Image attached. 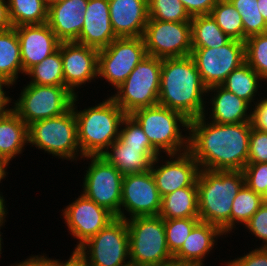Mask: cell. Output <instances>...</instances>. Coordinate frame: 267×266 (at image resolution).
<instances>
[{
  "mask_svg": "<svg viewBox=\"0 0 267 266\" xmlns=\"http://www.w3.org/2000/svg\"><path fill=\"white\" fill-rule=\"evenodd\" d=\"M207 113L189 121L188 152L200 169L242 171L248 163L252 123L219 124Z\"/></svg>",
  "mask_w": 267,
  "mask_h": 266,
  "instance_id": "6da1fadb",
  "label": "cell"
},
{
  "mask_svg": "<svg viewBox=\"0 0 267 266\" xmlns=\"http://www.w3.org/2000/svg\"><path fill=\"white\" fill-rule=\"evenodd\" d=\"M206 94L207 87L191 56L162 59L159 105L177 111L191 121L208 111L204 100Z\"/></svg>",
  "mask_w": 267,
  "mask_h": 266,
  "instance_id": "7a4b0ae2",
  "label": "cell"
},
{
  "mask_svg": "<svg viewBox=\"0 0 267 266\" xmlns=\"http://www.w3.org/2000/svg\"><path fill=\"white\" fill-rule=\"evenodd\" d=\"M244 184L243 171L200 169L197 178L200 221L217 226L225 235L230 234L233 201Z\"/></svg>",
  "mask_w": 267,
  "mask_h": 266,
  "instance_id": "3957f363",
  "label": "cell"
},
{
  "mask_svg": "<svg viewBox=\"0 0 267 266\" xmlns=\"http://www.w3.org/2000/svg\"><path fill=\"white\" fill-rule=\"evenodd\" d=\"M78 95L72 108L77 121L78 143L82 156H101L119 138L122 120L127 115L111 97L95 106L77 110Z\"/></svg>",
  "mask_w": 267,
  "mask_h": 266,
  "instance_id": "277c9868",
  "label": "cell"
},
{
  "mask_svg": "<svg viewBox=\"0 0 267 266\" xmlns=\"http://www.w3.org/2000/svg\"><path fill=\"white\" fill-rule=\"evenodd\" d=\"M130 115L160 154H180L188 151V135H182V130L185 129L188 133L189 120L181 113L157 104L137 109Z\"/></svg>",
  "mask_w": 267,
  "mask_h": 266,
  "instance_id": "5b68a950",
  "label": "cell"
},
{
  "mask_svg": "<svg viewBox=\"0 0 267 266\" xmlns=\"http://www.w3.org/2000/svg\"><path fill=\"white\" fill-rule=\"evenodd\" d=\"M28 145L62 160L72 162L83 158L78 143L77 121L73 108L60 116L30 124Z\"/></svg>",
  "mask_w": 267,
  "mask_h": 266,
  "instance_id": "8992f818",
  "label": "cell"
},
{
  "mask_svg": "<svg viewBox=\"0 0 267 266\" xmlns=\"http://www.w3.org/2000/svg\"><path fill=\"white\" fill-rule=\"evenodd\" d=\"M126 222L131 264L160 266L173 260L167 246L164 219L161 216H137L128 218Z\"/></svg>",
  "mask_w": 267,
  "mask_h": 266,
  "instance_id": "52a82bcc",
  "label": "cell"
},
{
  "mask_svg": "<svg viewBox=\"0 0 267 266\" xmlns=\"http://www.w3.org/2000/svg\"><path fill=\"white\" fill-rule=\"evenodd\" d=\"M162 59L146 56L110 97L127 114L158 104Z\"/></svg>",
  "mask_w": 267,
  "mask_h": 266,
  "instance_id": "ba28073f",
  "label": "cell"
},
{
  "mask_svg": "<svg viewBox=\"0 0 267 266\" xmlns=\"http://www.w3.org/2000/svg\"><path fill=\"white\" fill-rule=\"evenodd\" d=\"M75 252L87 266L129 265V235L126 220L115 217Z\"/></svg>",
  "mask_w": 267,
  "mask_h": 266,
  "instance_id": "9c48e42d",
  "label": "cell"
},
{
  "mask_svg": "<svg viewBox=\"0 0 267 266\" xmlns=\"http://www.w3.org/2000/svg\"><path fill=\"white\" fill-rule=\"evenodd\" d=\"M20 96L13 100V111L29 126L67 112L73 95L64 85H24Z\"/></svg>",
  "mask_w": 267,
  "mask_h": 266,
  "instance_id": "30bf717a",
  "label": "cell"
},
{
  "mask_svg": "<svg viewBox=\"0 0 267 266\" xmlns=\"http://www.w3.org/2000/svg\"><path fill=\"white\" fill-rule=\"evenodd\" d=\"M90 160L83 177L82 194L120 218L123 175L102 156H84Z\"/></svg>",
  "mask_w": 267,
  "mask_h": 266,
  "instance_id": "8fae6325",
  "label": "cell"
},
{
  "mask_svg": "<svg viewBox=\"0 0 267 266\" xmlns=\"http://www.w3.org/2000/svg\"><path fill=\"white\" fill-rule=\"evenodd\" d=\"M146 56L143 37L116 38L99 50L98 78L116 89Z\"/></svg>",
  "mask_w": 267,
  "mask_h": 266,
  "instance_id": "7c38bea8",
  "label": "cell"
},
{
  "mask_svg": "<svg viewBox=\"0 0 267 266\" xmlns=\"http://www.w3.org/2000/svg\"><path fill=\"white\" fill-rule=\"evenodd\" d=\"M142 37L148 56L165 59L191 55V22L148 19Z\"/></svg>",
  "mask_w": 267,
  "mask_h": 266,
  "instance_id": "4fadbf2b",
  "label": "cell"
},
{
  "mask_svg": "<svg viewBox=\"0 0 267 266\" xmlns=\"http://www.w3.org/2000/svg\"><path fill=\"white\" fill-rule=\"evenodd\" d=\"M190 56L207 88L221 85L233 70L246 62L245 42L232 39L218 48L192 47Z\"/></svg>",
  "mask_w": 267,
  "mask_h": 266,
  "instance_id": "5bb4252c",
  "label": "cell"
},
{
  "mask_svg": "<svg viewBox=\"0 0 267 266\" xmlns=\"http://www.w3.org/2000/svg\"><path fill=\"white\" fill-rule=\"evenodd\" d=\"M161 201L162 197L150 170L123 175L120 218L127 220L137 216H157Z\"/></svg>",
  "mask_w": 267,
  "mask_h": 266,
  "instance_id": "9a60e30c",
  "label": "cell"
},
{
  "mask_svg": "<svg viewBox=\"0 0 267 266\" xmlns=\"http://www.w3.org/2000/svg\"><path fill=\"white\" fill-rule=\"evenodd\" d=\"M62 211L61 215L64 217L69 233L76 238L75 240H78L73 251H76L115 218L106 208L97 205L82 193Z\"/></svg>",
  "mask_w": 267,
  "mask_h": 266,
  "instance_id": "2e32d148",
  "label": "cell"
},
{
  "mask_svg": "<svg viewBox=\"0 0 267 266\" xmlns=\"http://www.w3.org/2000/svg\"><path fill=\"white\" fill-rule=\"evenodd\" d=\"M159 155L151 165V174L161 197L173 193L179 188L197 185V178L200 173L199 164L188 152L180 154H169V160L163 162ZM160 164V165H158Z\"/></svg>",
  "mask_w": 267,
  "mask_h": 266,
  "instance_id": "e0dca14e",
  "label": "cell"
},
{
  "mask_svg": "<svg viewBox=\"0 0 267 266\" xmlns=\"http://www.w3.org/2000/svg\"><path fill=\"white\" fill-rule=\"evenodd\" d=\"M59 49L62 57L64 86L73 95H78L76 90L79 87L98 79L99 50L75 41L61 42Z\"/></svg>",
  "mask_w": 267,
  "mask_h": 266,
  "instance_id": "ac0fdd59",
  "label": "cell"
},
{
  "mask_svg": "<svg viewBox=\"0 0 267 266\" xmlns=\"http://www.w3.org/2000/svg\"><path fill=\"white\" fill-rule=\"evenodd\" d=\"M14 28L20 43L23 74L59 49L61 41L47 23Z\"/></svg>",
  "mask_w": 267,
  "mask_h": 266,
  "instance_id": "d6986e66",
  "label": "cell"
},
{
  "mask_svg": "<svg viewBox=\"0 0 267 266\" xmlns=\"http://www.w3.org/2000/svg\"><path fill=\"white\" fill-rule=\"evenodd\" d=\"M116 38L111 26L108 0H88L83 28L75 42L100 50Z\"/></svg>",
  "mask_w": 267,
  "mask_h": 266,
  "instance_id": "ffe728a7",
  "label": "cell"
},
{
  "mask_svg": "<svg viewBox=\"0 0 267 266\" xmlns=\"http://www.w3.org/2000/svg\"><path fill=\"white\" fill-rule=\"evenodd\" d=\"M110 20L117 38L142 37L147 25L148 0H108Z\"/></svg>",
  "mask_w": 267,
  "mask_h": 266,
  "instance_id": "44dd1931",
  "label": "cell"
},
{
  "mask_svg": "<svg viewBox=\"0 0 267 266\" xmlns=\"http://www.w3.org/2000/svg\"><path fill=\"white\" fill-rule=\"evenodd\" d=\"M87 4L88 0H65L48 7L47 24L61 42L78 39Z\"/></svg>",
  "mask_w": 267,
  "mask_h": 266,
  "instance_id": "7402d4cb",
  "label": "cell"
},
{
  "mask_svg": "<svg viewBox=\"0 0 267 266\" xmlns=\"http://www.w3.org/2000/svg\"><path fill=\"white\" fill-rule=\"evenodd\" d=\"M208 93L214 95L210 96L209 104L212 107L209 111V119L206 120L219 124L251 122L252 107L245 100L225 89L222 85L207 88V96Z\"/></svg>",
  "mask_w": 267,
  "mask_h": 266,
  "instance_id": "603a6c76",
  "label": "cell"
},
{
  "mask_svg": "<svg viewBox=\"0 0 267 266\" xmlns=\"http://www.w3.org/2000/svg\"><path fill=\"white\" fill-rule=\"evenodd\" d=\"M223 235L225 234L217 226L199 221L191 230L182 247L173 255V260L194 266H204V258L212 252L214 245H217L218 237Z\"/></svg>",
  "mask_w": 267,
  "mask_h": 266,
  "instance_id": "cb8c5ba5",
  "label": "cell"
},
{
  "mask_svg": "<svg viewBox=\"0 0 267 266\" xmlns=\"http://www.w3.org/2000/svg\"><path fill=\"white\" fill-rule=\"evenodd\" d=\"M161 155L155 148L127 146L120 138L101 155L122 175L147 172L152 162Z\"/></svg>",
  "mask_w": 267,
  "mask_h": 266,
  "instance_id": "d4e9b609",
  "label": "cell"
},
{
  "mask_svg": "<svg viewBox=\"0 0 267 266\" xmlns=\"http://www.w3.org/2000/svg\"><path fill=\"white\" fill-rule=\"evenodd\" d=\"M27 144V124L13 110L4 114L0 119V154L10 162Z\"/></svg>",
  "mask_w": 267,
  "mask_h": 266,
  "instance_id": "484cf974",
  "label": "cell"
},
{
  "mask_svg": "<svg viewBox=\"0 0 267 266\" xmlns=\"http://www.w3.org/2000/svg\"><path fill=\"white\" fill-rule=\"evenodd\" d=\"M159 216L163 219L199 218L197 185L163 196Z\"/></svg>",
  "mask_w": 267,
  "mask_h": 266,
  "instance_id": "4316f807",
  "label": "cell"
},
{
  "mask_svg": "<svg viewBox=\"0 0 267 266\" xmlns=\"http://www.w3.org/2000/svg\"><path fill=\"white\" fill-rule=\"evenodd\" d=\"M18 74L23 75V65L18 34L13 27L0 31V77L16 85Z\"/></svg>",
  "mask_w": 267,
  "mask_h": 266,
  "instance_id": "83f0119b",
  "label": "cell"
},
{
  "mask_svg": "<svg viewBox=\"0 0 267 266\" xmlns=\"http://www.w3.org/2000/svg\"><path fill=\"white\" fill-rule=\"evenodd\" d=\"M262 81L258 73L245 62L233 70L221 85L252 107V102H257L254 100Z\"/></svg>",
  "mask_w": 267,
  "mask_h": 266,
  "instance_id": "f1b7e54d",
  "label": "cell"
},
{
  "mask_svg": "<svg viewBox=\"0 0 267 266\" xmlns=\"http://www.w3.org/2000/svg\"><path fill=\"white\" fill-rule=\"evenodd\" d=\"M190 22L192 47L218 48L232 40L210 14L191 17Z\"/></svg>",
  "mask_w": 267,
  "mask_h": 266,
  "instance_id": "f546056e",
  "label": "cell"
},
{
  "mask_svg": "<svg viewBox=\"0 0 267 266\" xmlns=\"http://www.w3.org/2000/svg\"><path fill=\"white\" fill-rule=\"evenodd\" d=\"M13 27L47 23L48 7L45 0H7Z\"/></svg>",
  "mask_w": 267,
  "mask_h": 266,
  "instance_id": "4dcf8cb0",
  "label": "cell"
},
{
  "mask_svg": "<svg viewBox=\"0 0 267 266\" xmlns=\"http://www.w3.org/2000/svg\"><path fill=\"white\" fill-rule=\"evenodd\" d=\"M25 75L29 76L30 84L36 85H64L61 51L58 49L31 67Z\"/></svg>",
  "mask_w": 267,
  "mask_h": 266,
  "instance_id": "1f68e13d",
  "label": "cell"
},
{
  "mask_svg": "<svg viewBox=\"0 0 267 266\" xmlns=\"http://www.w3.org/2000/svg\"><path fill=\"white\" fill-rule=\"evenodd\" d=\"M210 15L231 39L244 42L243 22L239 12L229 0H218Z\"/></svg>",
  "mask_w": 267,
  "mask_h": 266,
  "instance_id": "d6a6232c",
  "label": "cell"
},
{
  "mask_svg": "<svg viewBox=\"0 0 267 266\" xmlns=\"http://www.w3.org/2000/svg\"><path fill=\"white\" fill-rule=\"evenodd\" d=\"M262 196L255 193L246 184L234 198L231 210V232L236 228V223L245 225L263 204Z\"/></svg>",
  "mask_w": 267,
  "mask_h": 266,
  "instance_id": "836d02e7",
  "label": "cell"
},
{
  "mask_svg": "<svg viewBox=\"0 0 267 266\" xmlns=\"http://www.w3.org/2000/svg\"><path fill=\"white\" fill-rule=\"evenodd\" d=\"M239 12L244 28V42L253 35L267 33V22L258 10L257 0H229Z\"/></svg>",
  "mask_w": 267,
  "mask_h": 266,
  "instance_id": "e575fe53",
  "label": "cell"
},
{
  "mask_svg": "<svg viewBox=\"0 0 267 266\" xmlns=\"http://www.w3.org/2000/svg\"><path fill=\"white\" fill-rule=\"evenodd\" d=\"M246 63L267 82V33L257 34L245 40Z\"/></svg>",
  "mask_w": 267,
  "mask_h": 266,
  "instance_id": "d590c367",
  "label": "cell"
},
{
  "mask_svg": "<svg viewBox=\"0 0 267 266\" xmlns=\"http://www.w3.org/2000/svg\"><path fill=\"white\" fill-rule=\"evenodd\" d=\"M149 19L169 22H190L191 17L180 0H148Z\"/></svg>",
  "mask_w": 267,
  "mask_h": 266,
  "instance_id": "8d00e7d4",
  "label": "cell"
},
{
  "mask_svg": "<svg viewBox=\"0 0 267 266\" xmlns=\"http://www.w3.org/2000/svg\"><path fill=\"white\" fill-rule=\"evenodd\" d=\"M199 218L164 219L166 242L168 249L174 255L181 247Z\"/></svg>",
  "mask_w": 267,
  "mask_h": 266,
  "instance_id": "74e56055",
  "label": "cell"
},
{
  "mask_svg": "<svg viewBox=\"0 0 267 266\" xmlns=\"http://www.w3.org/2000/svg\"><path fill=\"white\" fill-rule=\"evenodd\" d=\"M119 138L127 146L154 148L141 126L131 115H126L122 120Z\"/></svg>",
  "mask_w": 267,
  "mask_h": 266,
  "instance_id": "f35d334b",
  "label": "cell"
},
{
  "mask_svg": "<svg viewBox=\"0 0 267 266\" xmlns=\"http://www.w3.org/2000/svg\"><path fill=\"white\" fill-rule=\"evenodd\" d=\"M242 171L245 184L262 195L267 188V163H247Z\"/></svg>",
  "mask_w": 267,
  "mask_h": 266,
  "instance_id": "ab89813d",
  "label": "cell"
},
{
  "mask_svg": "<svg viewBox=\"0 0 267 266\" xmlns=\"http://www.w3.org/2000/svg\"><path fill=\"white\" fill-rule=\"evenodd\" d=\"M248 163H267V131L251 127Z\"/></svg>",
  "mask_w": 267,
  "mask_h": 266,
  "instance_id": "60d3db41",
  "label": "cell"
},
{
  "mask_svg": "<svg viewBox=\"0 0 267 266\" xmlns=\"http://www.w3.org/2000/svg\"><path fill=\"white\" fill-rule=\"evenodd\" d=\"M245 229L263 241L260 247L267 248V203L261 205L258 211L245 224Z\"/></svg>",
  "mask_w": 267,
  "mask_h": 266,
  "instance_id": "b9f144b4",
  "label": "cell"
},
{
  "mask_svg": "<svg viewBox=\"0 0 267 266\" xmlns=\"http://www.w3.org/2000/svg\"><path fill=\"white\" fill-rule=\"evenodd\" d=\"M225 264V266H267V248L256 247L249 253H244L242 257H237Z\"/></svg>",
  "mask_w": 267,
  "mask_h": 266,
  "instance_id": "7bdbcfd3",
  "label": "cell"
},
{
  "mask_svg": "<svg viewBox=\"0 0 267 266\" xmlns=\"http://www.w3.org/2000/svg\"><path fill=\"white\" fill-rule=\"evenodd\" d=\"M190 17L208 15L218 0H180Z\"/></svg>",
  "mask_w": 267,
  "mask_h": 266,
  "instance_id": "ee69618b",
  "label": "cell"
},
{
  "mask_svg": "<svg viewBox=\"0 0 267 266\" xmlns=\"http://www.w3.org/2000/svg\"><path fill=\"white\" fill-rule=\"evenodd\" d=\"M251 123L256 129L267 131V98L264 96L253 105ZM255 106V107H254Z\"/></svg>",
  "mask_w": 267,
  "mask_h": 266,
  "instance_id": "f6af8a7d",
  "label": "cell"
},
{
  "mask_svg": "<svg viewBox=\"0 0 267 266\" xmlns=\"http://www.w3.org/2000/svg\"><path fill=\"white\" fill-rule=\"evenodd\" d=\"M13 85L9 80L0 77V110H13V107L10 108L9 106L10 103H13L12 98L3 89L4 87L10 88Z\"/></svg>",
  "mask_w": 267,
  "mask_h": 266,
  "instance_id": "bcb514c9",
  "label": "cell"
},
{
  "mask_svg": "<svg viewBox=\"0 0 267 266\" xmlns=\"http://www.w3.org/2000/svg\"><path fill=\"white\" fill-rule=\"evenodd\" d=\"M72 252L66 262L61 261V259L59 261L58 259L48 258V266H87L85 261L75 251Z\"/></svg>",
  "mask_w": 267,
  "mask_h": 266,
  "instance_id": "7dc6e473",
  "label": "cell"
},
{
  "mask_svg": "<svg viewBox=\"0 0 267 266\" xmlns=\"http://www.w3.org/2000/svg\"><path fill=\"white\" fill-rule=\"evenodd\" d=\"M13 28L10 21V14L7 0H0V31H6Z\"/></svg>",
  "mask_w": 267,
  "mask_h": 266,
  "instance_id": "c3c4849f",
  "label": "cell"
},
{
  "mask_svg": "<svg viewBox=\"0 0 267 266\" xmlns=\"http://www.w3.org/2000/svg\"><path fill=\"white\" fill-rule=\"evenodd\" d=\"M11 266H48V257L44 254L42 255H31L25 261L14 263Z\"/></svg>",
  "mask_w": 267,
  "mask_h": 266,
  "instance_id": "681fc988",
  "label": "cell"
},
{
  "mask_svg": "<svg viewBox=\"0 0 267 266\" xmlns=\"http://www.w3.org/2000/svg\"><path fill=\"white\" fill-rule=\"evenodd\" d=\"M3 194H2V192H0V224H4L5 223V221H6V215H7V209L8 208H6V201H5V198L2 196Z\"/></svg>",
  "mask_w": 267,
  "mask_h": 266,
  "instance_id": "f907efd6",
  "label": "cell"
},
{
  "mask_svg": "<svg viewBox=\"0 0 267 266\" xmlns=\"http://www.w3.org/2000/svg\"><path fill=\"white\" fill-rule=\"evenodd\" d=\"M258 10L267 22V0H257Z\"/></svg>",
  "mask_w": 267,
  "mask_h": 266,
  "instance_id": "816d5d0a",
  "label": "cell"
},
{
  "mask_svg": "<svg viewBox=\"0 0 267 266\" xmlns=\"http://www.w3.org/2000/svg\"><path fill=\"white\" fill-rule=\"evenodd\" d=\"M9 162L6 159H0V183L1 180L6 178L8 172L6 171L7 167L9 166Z\"/></svg>",
  "mask_w": 267,
  "mask_h": 266,
  "instance_id": "f5cc1de1",
  "label": "cell"
},
{
  "mask_svg": "<svg viewBox=\"0 0 267 266\" xmlns=\"http://www.w3.org/2000/svg\"><path fill=\"white\" fill-rule=\"evenodd\" d=\"M160 266H194V265L188 264V263H185V262H179V261H176V260H171L169 262L161 264Z\"/></svg>",
  "mask_w": 267,
  "mask_h": 266,
  "instance_id": "db71d44e",
  "label": "cell"
},
{
  "mask_svg": "<svg viewBox=\"0 0 267 266\" xmlns=\"http://www.w3.org/2000/svg\"><path fill=\"white\" fill-rule=\"evenodd\" d=\"M46 1V4H47V7L53 5V4H56V3H59V2H62V1H65V0H45Z\"/></svg>",
  "mask_w": 267,
  "mask_h": 266,
  "instance_id": "11a10c76",
  "label": "cell"
},
{
  "mask_svg": "<svg viewBox=\"0 0 267 266\" xmlns=\"http://www.w3.org/2000/svg\"><path fill=\"white\" fill-rule=\"evenodd\" d=\"M2 226H4V224H0V229L2 228ZM1 233H2V232L0 231V256H1V254H2V250H1V249H2V244H1V243H2V240H3L2 237H1V236H2ZM0 258H1V257H0Z\"/></svg>",
  "mask_w": 267,
  "mask_h": 266,
  "instance_id": "9f6ffc18",
  "label": "cell"
},
{
  "mask_svg": "<svg viewBox=\"0 0 267 266\" xmlns=\"http://www.w3.org/2000/svg\"><path fill=\"white\" fill-rule=\"evenodd\" d=\"M261 196H262L263 202L267 203V188H266L265 192Z\"/></svg>",
  "mask_w": 267,
  "mask_h": 266,
  "instance_id": "6f0895ef",
  "label": "cell"
},
{
  "mask_svg": "<svg viewBox=\"0 0 267 266\" xmlns=\"http://www.w3.org/2000/svg\"><path fill=\"white\" fill-rule=\"evenodd\" d=\"M12 110H0V119L3 117L4 114L9 113Z\"/></svg>",
  "mask_w": 267,
  "mask_h": 266,
  "instance_id": "680465c9",
  "label": "cell"
},
{
  "mask_svg": "<svg viewBox=\"0 0 267 266\" xmlns=\"http://www.w3.org/2000/svg\"><path fill=\"white\" fill-rule=\"evenodd\" d=\"M127 266H137V265H134V264H131V263H130V264H129V265H127Z\"/></svg>",
  "mask_w": 267,
  "mask_h": 266,
  "instance_id": "91938a15",
  "label": "cell"
}]
</instances>
